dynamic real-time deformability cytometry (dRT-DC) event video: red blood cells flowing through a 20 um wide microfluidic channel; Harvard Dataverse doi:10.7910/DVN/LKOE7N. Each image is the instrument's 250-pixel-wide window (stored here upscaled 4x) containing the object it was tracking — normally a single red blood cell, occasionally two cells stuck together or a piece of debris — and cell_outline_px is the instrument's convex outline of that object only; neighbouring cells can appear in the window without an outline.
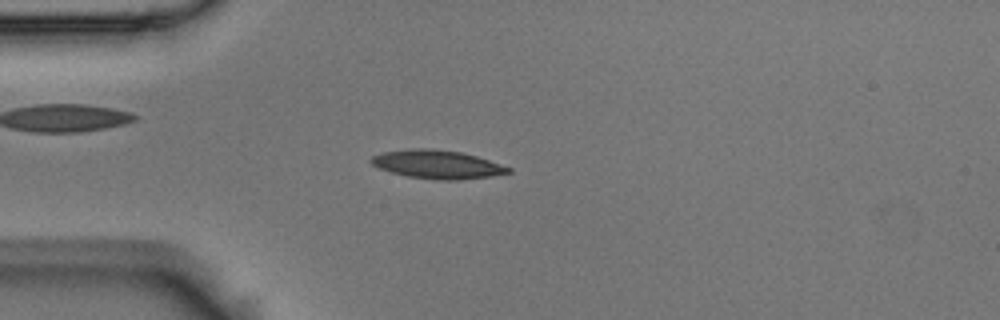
{"species": "Egyptian fruit bat (a non-hibernating species)", "species_latin": "Rousettus aegyptiacus", "temperature_condition": "room temperature", "stored_images_in_passage": 5, "camera_frame_rate_fps": 3000, "um_per_image_px": 0.085, "animal": {"sex": "male"}, "frame": {"image": 1, "passage_image": 4, "time_ms": 1.0, "image_size_px": [1000, 320], "cell_outline_px": [[512, 172], [492, 176], [460, 180], [436, 180], [408, 176], [392, 172], [380, 168], [372, 164], [368, 160], [372, 156], [384, 152], [412, 148], [424, 148], [460, 152], [476, 156], [512, 168]], "centroid_in_image_um": [37.18, 13.98], "position_along_channel_um": 47.8, "area_um2": 22.6}}